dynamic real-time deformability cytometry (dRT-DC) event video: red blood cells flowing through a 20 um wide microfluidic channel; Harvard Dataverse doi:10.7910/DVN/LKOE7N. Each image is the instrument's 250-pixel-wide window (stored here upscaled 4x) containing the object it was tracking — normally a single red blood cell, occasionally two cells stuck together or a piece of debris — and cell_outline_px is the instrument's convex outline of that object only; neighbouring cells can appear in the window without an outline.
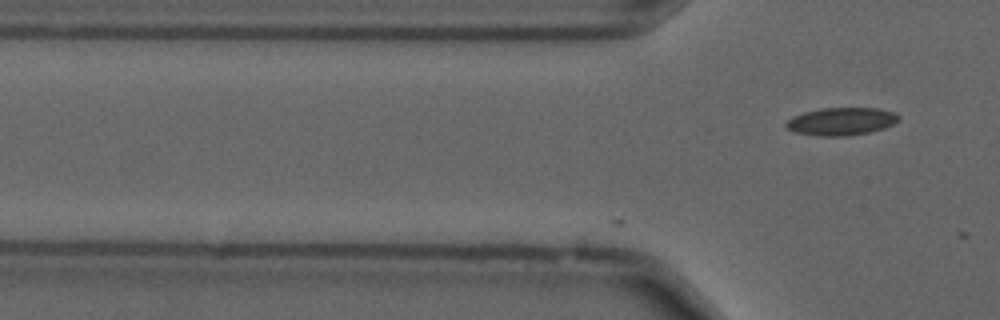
{"species": "common noctule bat (a hibernating species)", "species_latin": "Nyctalus noctula", "temperature_condition": "cold", "stored_images_in_passage": 4, "camera_frame_rate_fps": 3000, "um_per_image_px": 0.085, "animal": {"sex": "male", "forearm_length_mm": 52.5}, "frame": {"image": 1, "passage_image": 4, "time_ms": 1.0, "image_size_px": [1000, 320], "cell_outline_px": [[900, 120], [884, 128], [868, 132], [844, 136], [820, 136], [796, 132], [788, 128], [784, 124], [792, 116], [804, 112], [820, 108], [876, 108], [892, 112], [900, 116]], "centroid_in_image_um": [71.5, 10.31], "position_along_channel_um": 54.3, "area_um2": 18.03}}